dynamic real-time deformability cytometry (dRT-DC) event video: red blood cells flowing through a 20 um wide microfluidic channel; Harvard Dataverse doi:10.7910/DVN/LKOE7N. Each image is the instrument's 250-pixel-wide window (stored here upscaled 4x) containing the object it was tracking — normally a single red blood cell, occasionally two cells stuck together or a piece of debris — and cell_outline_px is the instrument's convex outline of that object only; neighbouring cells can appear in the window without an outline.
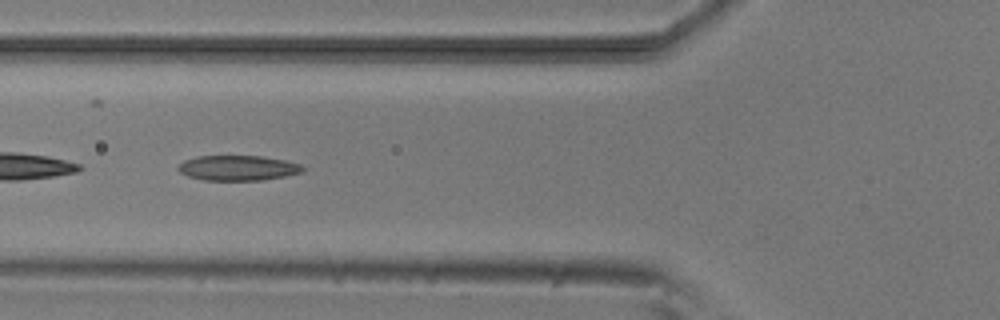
{"species": "common noctule bat (a hibernating species)", "species_latin": "Nyctalus noctula", "temperature_condition": "room temperature", "stored_images_in_passage": 9, "camera_frame_rate_fps": 3000, "um_per_image_px": 0.085, "animal": {"sex": "male", "body_mass_g": 20.5, "forearm_length_mm": 52.5}, "frame": {"image": 1, "passage_image": 6, "time_ms": 5.667, "image_size_px": [1000, 320], "cell_outline_px": [[304, 172], [284, 176], [260, 180], [204, 180], [188, 176], [180, 172], [176, 168], [184, 160], [196, 156], [260, 156], [284, 160], [300, 164], [304, 168]], "centroid_in_image_um": [20.2, 14.27], "position_along_channel_um": 105.6, "area_um2": 18.15}}
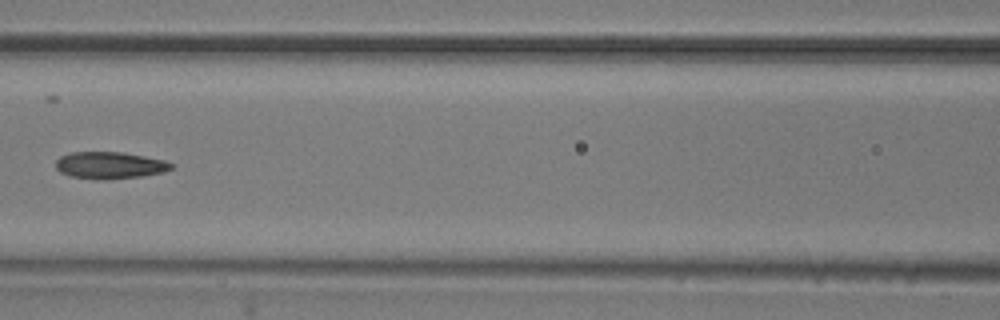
{"frame": {"image": 2, "passage_image": 7, "time_ms": 7.0, "image_size_px": [1000, 320], "cell_outline_px": [[176, 164], [172, 168], [164, 172], [140, 176], [72, 176], [60, 172], [56, 168], [56, 160], [60, 156], [68, 152], [124, 152], [164, 160]], "centroid_in_image_um": [9.36, 13.98], "position_along_channel_um": 157.2, "area_um2": 17.17}}
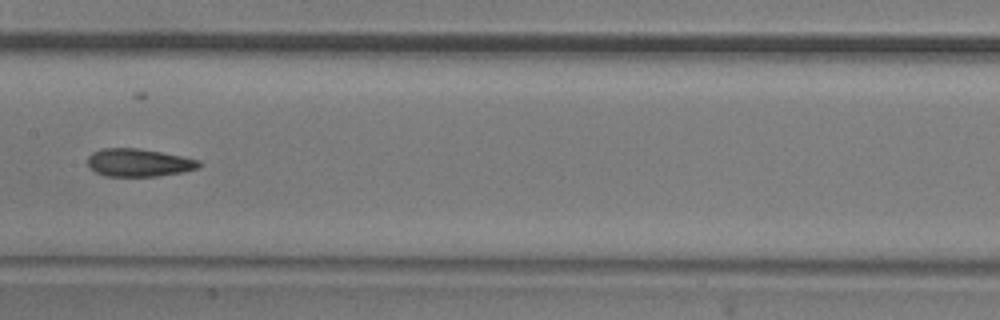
{"frame": {"image": 3, "passage_image": 8, "time_ms": 8.0, "image_size_px": [1000, 320], "cell_outline_px": [[204, 164], [200, 168], [184, 172], [156, 176], [104, 176], [96, 172], [88, 164], [88, 156], [92, 152], [104, 148], [136, 148], [160, 152], [200, 160]], "centroid_in_image_um": [11.84, 13.83], "position_along_channel_um": 195.6, "area_um2": 18.09}}